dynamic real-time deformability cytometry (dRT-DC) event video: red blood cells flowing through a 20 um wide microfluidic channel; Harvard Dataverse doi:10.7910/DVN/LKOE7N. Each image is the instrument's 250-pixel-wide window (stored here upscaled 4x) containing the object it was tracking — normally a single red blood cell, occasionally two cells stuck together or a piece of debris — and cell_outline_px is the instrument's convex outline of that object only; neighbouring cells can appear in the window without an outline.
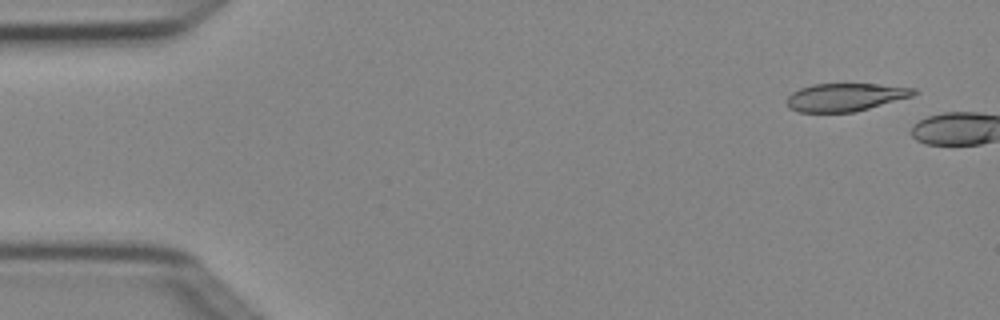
{"species": "Egyptian fruit bat (a non-hibernating species)", "species_latin": "Rousettus aegyptiacus", "temperature_condition": "cold", "stored_images_in_passage": 7, "camera_frame_rate_fps": 3000, "um_per_image_px": 0.085, "animal": {"sex": "female"}, "frame": {"image": 1, "passage_image": 1, "time_ms": 0.0, "image_size_px": [1000, 320], "cell_outline_px": [[916, 92], [912, 96], [856, 112], [800, 112], [788, 108], [788, 96], [792, 92], [800, 88], [812, 84], [880, 84], [916, 88]], "centroid_in_image_um": [71.86, 8.26], "position_along_channel_um": 13.1, "area_um2": 20.63}}
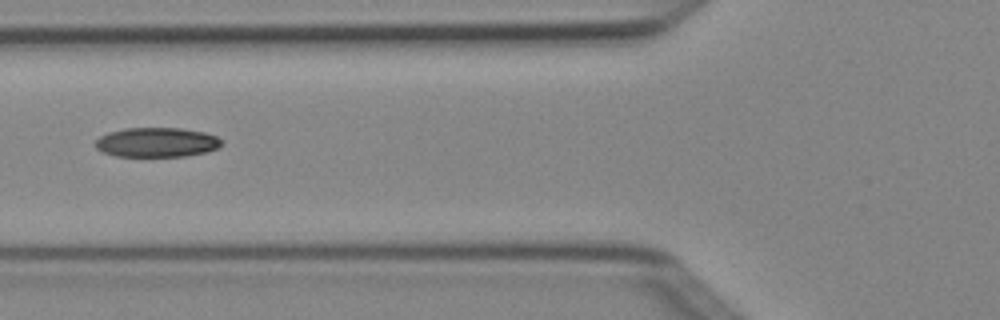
{"frame": {"image": 2, "passage_image": 6, "time_ms": 1.667, "image_size_px": [1000, 320], "cell_outline_px": [[224, 144], [208, 152], [184, 156], [116, 156], [104, 152], [96, 148], [96, 140], [100, 136], [108, 132], [124, 128], [180, 128], [204, 132], [216, 136], [224, 140]], "centroid_in_image_um": [13.36, 12.09], "position_along_channel_um": 112.4, "area_um2": 21.79}}
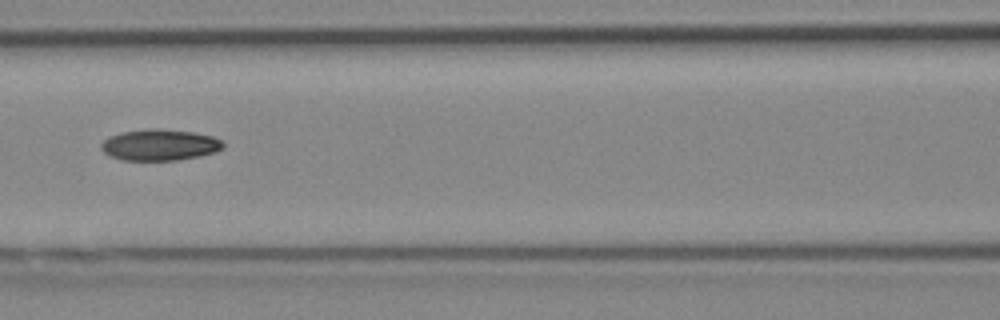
{"frame": {"image": 3, "passage_image": 7, "time_ms": 2.0, "image_size_px": [1000, 320], "cell_outline_px": [[224, 148], [216, 152], [200, 156], [176, 160], [124, 160], [108, 156], [100, 148], [100, 144], [108, 136], [120, 132], [152, 128], [156, 128], [192, 132], [212, 136], [220, 140], [224, 144]], "centroid_in_image_um": [13.55, 12.32], "position_along_channel_um": 153.1, "area_um2": 22.31}}